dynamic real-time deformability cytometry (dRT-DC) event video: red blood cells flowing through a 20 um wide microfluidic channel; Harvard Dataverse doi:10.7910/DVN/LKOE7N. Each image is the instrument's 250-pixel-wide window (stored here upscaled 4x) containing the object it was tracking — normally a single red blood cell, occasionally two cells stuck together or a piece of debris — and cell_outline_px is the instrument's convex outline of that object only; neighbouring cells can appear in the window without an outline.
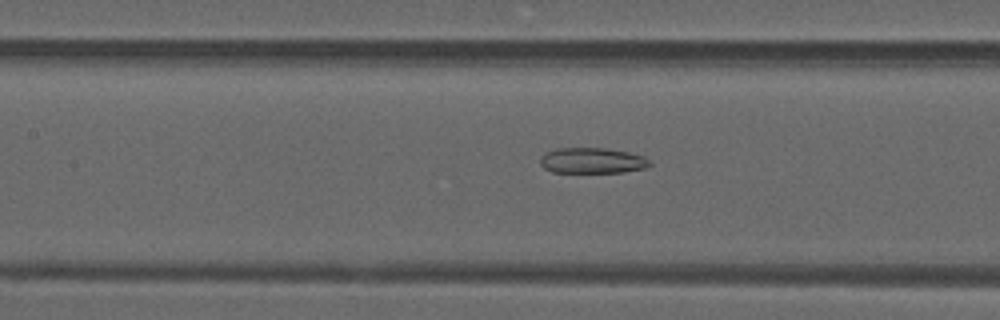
{"species": "common noctule bat (a hibernating species)", "species_latin": "Nyctalus noctula", "temperature_condition": "warm", "stored_images_in_passage": 40, "camera_frame_rate_fps": 3000, "um_per_image_px": 0.085, "animal": {"sex": "male", "forearm_length_mm": 52.5}, "frame": {"image": 1, "passage_image": 14, "time_ms": 4.333, "image_size_px": [1000, 320], "cell_outline_px": [[652, 164], [644, 168], [624, 172], [552, 172], [544, 168], [540, 164], [540, 156], [544, 152], [556, 148], [608, 148], [628, 152], [644, 156]], "centroid_in_image_um": [50.3, 13.64], "position_along_channel_um": 157.1, "area_um2": 16.47}}
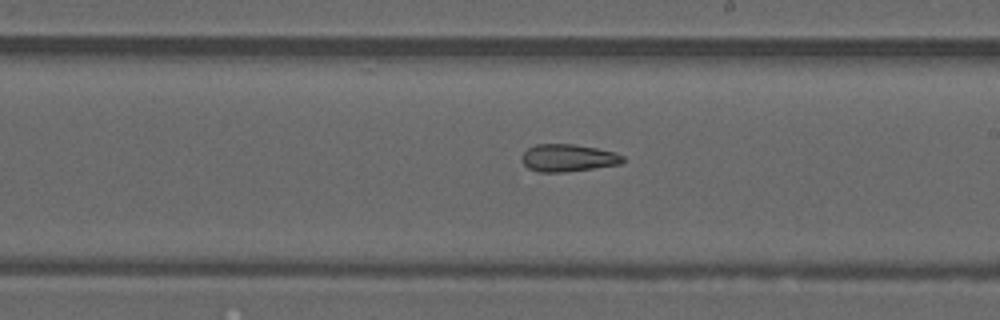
{"frame": {"image": 2, "passage_image": 20, "time_ms": 6.333, "image_size_px": [1000, 320], "cell_outline_px": [[624, 160], [620, 164], [564, 172], [540, 172], [528, 168], [520, 160], [520, 156], [528, 148], [536, 144], [572, 144], [596, 148], [612, 152], [624, 156]], "centroid_in_image_um": [48.23, 13.42], "position_along_channel_um": 240.8, "area_um2": 16.01}}
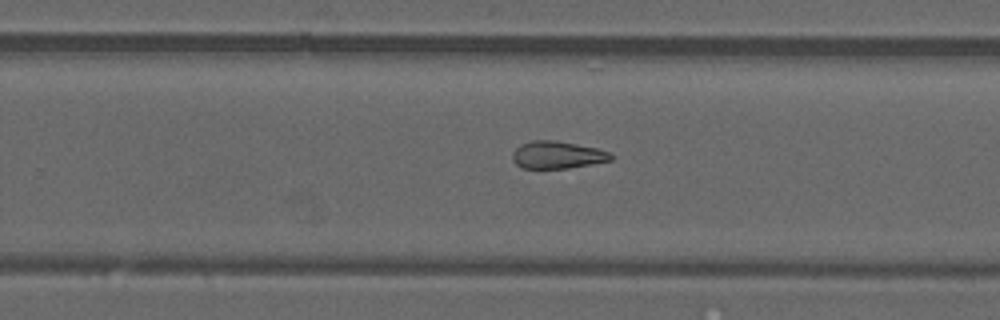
{"frame": {"image": 3, "passage_image": 23, "time_ms": 7.333, "image_size_px": [1000, 320], "cell_outline_px": [[616, 156], [612, 160], [592, 164], [568, 168], [520, 168], [512, 160], [512, 152], [520, 144], [532, 140], [556, 140], [596, 148], [612, 152]], "centroid_in_image_um": [47.39, 13.16], "position_along_channel_um": 282.4, "area_um2": 15.95}, "authors_computed_cell_mechanics": {"area_um2": 16.2418, "velocity_mm_per_s": 4.2124, "shape_relaxation_time_tau1_ms": null, "shape_relaxation_time_tau2_ms": 5.7802, "deformation_change_tau1": null, "deformation_change_tau2": 0.1685}}